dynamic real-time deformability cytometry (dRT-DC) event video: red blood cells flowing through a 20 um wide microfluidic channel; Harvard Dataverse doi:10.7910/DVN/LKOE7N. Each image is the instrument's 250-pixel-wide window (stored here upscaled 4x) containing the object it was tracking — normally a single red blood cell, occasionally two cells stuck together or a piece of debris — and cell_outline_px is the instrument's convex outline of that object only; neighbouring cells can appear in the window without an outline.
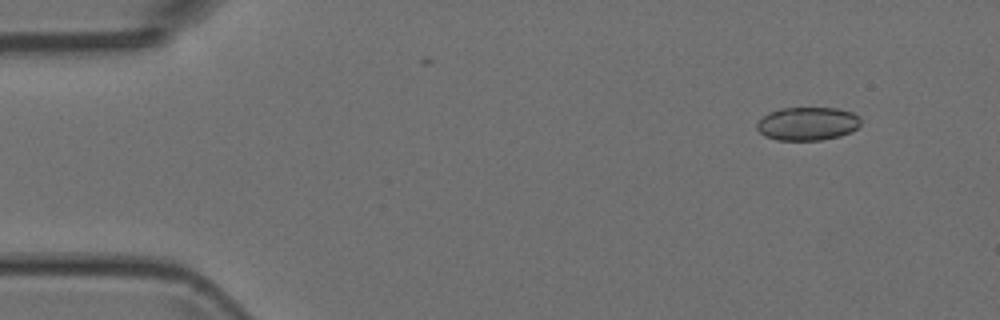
{"species": "Egyptian fruit bat (a non-hibernating species)", "species_latin": "Rousettus aegyptiacus", "temperature_condition": "room temperature", "stored_images_in_passage": 47, "camera_frame_rate_fps": 3000, "um_per_image_px": 0.085, "animal": {"sex": "female"}, "frame": {"image": 1, "passage_image": 1, "time_ms": 0.0, "image_size_px": [1000, 320], "cell_outline_px": [[860, 124], [852, 132], [840, 136], [820, 140], [776, 140], [764, 136], [756, 128], [756, 124], [768, 112], [780, 108], [836, 108], [852, 112], [860, 116]], "centroid_in_image_um": [68.64, 10.51], "position_along_channel_um": 16.4, "area_um2": 20.29}}
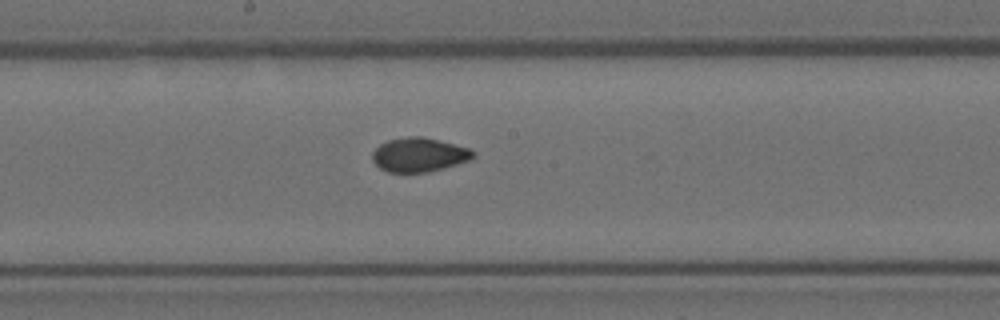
{"frame": {"image": 2, "passage_image": 23, "time_ms": 7.333, "image_size_px": [1000, 320], "cell_outline_px": [[476, 156], [468, 160], [444, 168], [428, 172], [388, 172], [380, 168], [372, 160], [372, 152], [380, 144], [388, 140], [408, 136], [420, 136], [468, 148], [476, 152]], "centroid_in_image_um": [35.6, 13.16], "position_along_channel_um": 212.6, "area_um2": 19.83}}
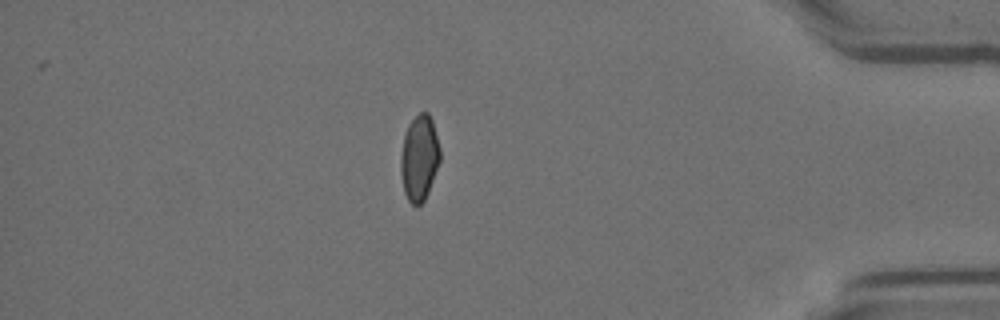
{"frame": {"image": 3, "passage_image": 40, "time_ms": 13.0, "image_size_px": [1000, 320], "cell_outline_px": [[440, 160], [428, 192], [424, 200], [416, 208], [408, 200], [404, 192], [400, 172], [400, 156], [404, 136], [408, 124], [420, 112], [428, 112], [432, 120], [440, 148]], "centroid_in_image_um": [35.63, 13.44], "position_along_channel_um": 399.6, "area_um2": 19.65}}